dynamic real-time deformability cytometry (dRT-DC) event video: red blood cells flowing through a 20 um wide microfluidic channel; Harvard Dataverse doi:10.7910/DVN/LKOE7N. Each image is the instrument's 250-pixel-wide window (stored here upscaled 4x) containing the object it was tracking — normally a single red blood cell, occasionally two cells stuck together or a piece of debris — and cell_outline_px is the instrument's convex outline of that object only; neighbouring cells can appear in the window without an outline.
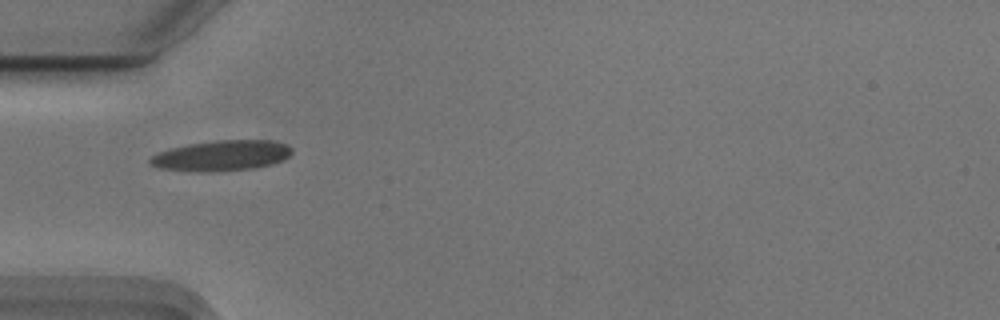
{"species": "Egyptian fruit bat (a non-hibernating species)", "species_latin": "Rousettus aegyptiacus", "temperature_condition": "cold", "stored_images_in_passage": 38, "camera_frame_rate_fps": 3000, "um_per_image_px": 0.085, "animal": {"sex": "male"}, "frame": {"image": 1, "passage_image": 1, "time_ms": 0.0, "image_size_px": [1000, 320], "cell_outline_px": [[292, 152], [284, 160], [272, 164], [252, 168], [208, 172], [188, 172], [156, 168], [148, 164], [148, 160], [152, 156], [160, 152], [172, 148], [188, 144], [216, 140], [276, 140], [288, 144], [292, 148]], "centroid_in_image_um": [18.82, 13.23], "position_along_channel_um": 66.2, "area_um2": 25.55}}
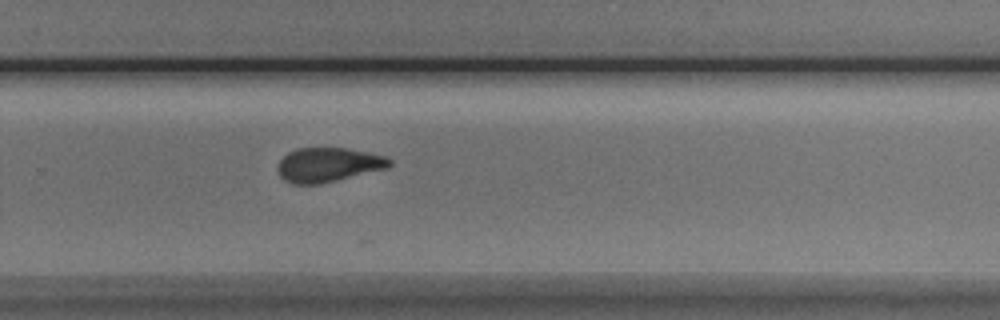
{"frame": {"image": 2, "passage_image": 20, "time_ms": 6.333, "image_size_px": [1000, 320], "cell_outline_px": [[392, 164], [388, 168], [320, 184], [292, 184], [284, 180], [280, 176], [276, 168], [280, 160], [288, 152], [296, 148], [344, 148], [384, 156], [392, 160]], "centroid_in_image_um": [27.87, 14.01], "position_along_channel_um": 301.9, "area_um2": 22.31}}
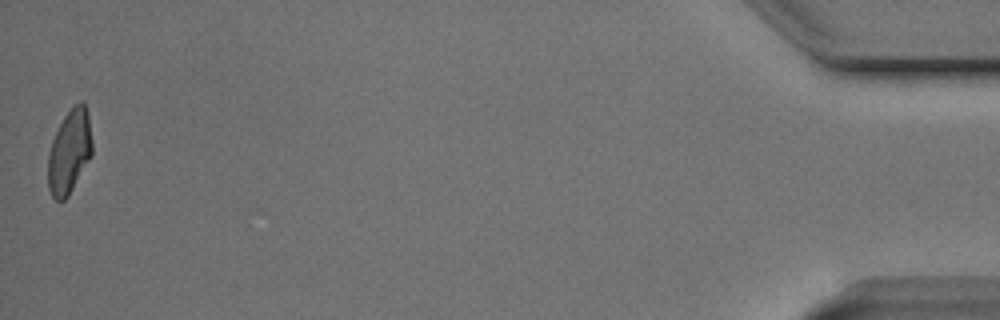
{"frame": {"image": 3, "passage_image": 38, "time_ms": 12.333, "image_size_px": [1000, 320], "cell_outline_px": [[92, 156], [68, 196], [64, 200], [56, 200], [52, 196], [48, 188], [48, 152], [52, 140], [64, 116], [80, 100], [84, 100], [88, 112], [92, 140]], "centroid_in_image_um": [5.91, 12.88], "position_along_channel_um": 429.3, "area_um2": 21.68}, "authors_computed_cell_mechanics": {"area_um2": 22.8599, "velocity_mm_per_s": 3.7343, "shape_relaxation_time_tau1_ms": 4.4345, "shape_relaxation_time_tau2_ms": 2.5085, "deformation_change_tau1": 0.1528, "deformation_change_tau2": 0.101}}